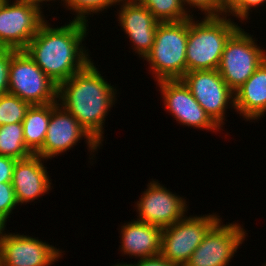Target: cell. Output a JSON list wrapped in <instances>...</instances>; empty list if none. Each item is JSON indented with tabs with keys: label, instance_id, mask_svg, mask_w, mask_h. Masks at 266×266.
I'll return each mask as SVG.
<instances>
[{
	"label": "cell",
	"instance_id": "obj_1",
	"mask_svg": "<svg viewBox=\"0 0 266 266\" xmlns=\"http://www.w3.org/2000/svg\"><path fill=\"white\" fill-rule=\"evenodd\" d=\"M88 25L86 22L69 20L63 26L52 27L46 20L24 51L59 85L92 61L83 43L89 32Z\"/></svg>",
	"mask_w": 266,
	"mask_h": 266
},
{
	"label": "cell",
	"instance_id": "obj_2",
	"mask_svg": "<svg viewBox=\"0 0 266 266\" xmlns=\"http://www.w3.org/2000/svg\"><path fill=\"white\" fill-rule=\"evenodd\" d=\"M94 64L91 61L58 85L57 102L102 146L105 118L117 103L118 90L103 78Z\"/></svg>",
	"mask_w": 266,
	"mask_h": 266
},
{
	"label": "cell",
	"instance_id": "obj_3",
	"mask_svg": "<svg viewBox=\"0 0 266 266\" xmlns=\"http://www.w3.org/2000/svg\"><path fill=\"white\" fill-rule=\"evenodd\" d=\"M239 27L229 16L188 19L187 72L218 69L225 44Z\"/></svg>",
	"mask_w": 266,
	"mask_h": 266
},
{
	"label": "cell",
	"instance_id": "obj_4",
	"mask_svg": "<svg viewBox=\"0 0 266 266\" xmlns=\"http://www.w3.org/2000/svg\"><path fill=\"white\" fill-rule=\"evenodd\" d=\"M187 38L188 19L159 23L152 49L144 58L155 82L183 78L187 72Z\"/></svg>",
	"mask_w": 266,
	"mask_h": 266
},
{
	"label": "cell",
	"instance_id": "obj_5",
	"mask_svg": "<svg viewBox=\"0 0 266 266\" xmlns=\"http://www.w3.org/2000/svg\"><path fill=\"white\" fill-rule=\"evenodd\" d=\"M253 37L239 27L225 44L218 71L234 93L266 59V50Z\"/></svg>",
	"mask_w": 266,
	"mask_h": 266
},
{
	"label": "cell",
	"instance_id": "obj_6",
	"mask_svg": "<svg viewBox=\"0 0 266 266\" xmlns=\"http://www.w3.org/2000/svg\"><path fill=\"white\" fill-rule=\"evenodd\" d=\"M58 85L24 50L11 48L9 93L32 105L57 102Z\"/></svg>",
	"mask_w": 266,
	"mask_h": 266
},
{
	"label": "cell",
	"instance_id": "obj_7",
	"mask_svg": "<svg viewBox=\"0 0 266 266\" xmlns=\"http://www.w3.org/2000/svg\"><path fill=\"white\" fill-rule=\"evenodd\" d=\"M220 219L216 213L185 215L162 229L160 254L170 262L185 266L205 235Z\"/></svg>",
	"mask_w": 266,
	"mask_h": 266
},
{
	"label": "cell",
	"instance_id": "obj_8",
	"mask_svg": "<svg viewBox=\"0 0 266 266\" xmlns=\"http://www.w3.org/2000/svg\"><path fill=\"white\" fill-rule=\"evenodd\" d=\"M43 13L27 0H4L0 5V48L24 50L46 21Z\"/></svg>",
	"mask_w": 266,
	"mask_h": 266
},
{
	"label": "cell",
	"instance_id": "obj_9",
	"mask_svg": "<svg viewBox=\"0 0 266 266\" xmlns=\"http://www.w3.org/2000/svg\"><path fill=\"white\" fill-rule=\"evenodd\" d=\"M237 222L223 224L222 218L208 231L185 266H229L246 240V230Z\"/></svg>",
	"mask_w": 266,
	"mask_h": 266
},
{
	"label": "cell",
	"instance_id": "obj_10",
	"mask_svg": "<svg viewBox=\"0 0 266 266\" xmlns=\"http://www.w3.org/2000/svg\"><path fill=\"white\" fill-rule=\"evenodd\" d=\"M182 80L201 107L222 128L226 120V109L235 110V95L218 69L189 71Z\"/></svg>",
	"mask_w": 266,
	"mask_h": 266
},
{
	"label": "cell",
	"instance_id": "obj_11",
	"mask_svg": "<svg viewBox=\"0 0 266 266\" xmlns=\"http://www.w3.org/2000/svg\"><path fill=\"white\" fill-rule=\"evenodd\" d=\"M84 138L90 155L94 159V153L100 149V145L79 124L77 119L65 110L58 102L52 103L50 122L47 128L45 141L42 148L36 153L40 157L49 160L59 154L67 152Z\"/></svg>",
	"mask_w": 266,
	"mask_h": 266
},
{
	"label": "cell",
	"instance_id": "obj_12",
	"mask_svg": "<svg viewBox=\"0 0 266 266\" xmlns=\"http://www.w3.org/2000/svg\"><path fill=\"white\" fill-rule=\"evenodd\" d=\"M5 228L0 227V266H51L63 258L65 251L52 244Z\"/></svg>",
	"mask_w": 266,
	"mask_h": 266
},
{
	"label": "cell",
	"instance_id": "obj_13",
	"mask_svg": "<svg viewBox=\"0 0 266 266\" xmlns=\"http://www.w3.org/2000/svg\"><path fill=\"white\" fill-rule=\"evenodd\" d=\"M156 85L160 88L164 108L180 125L208 132L223 129L201 107L182 79L161 80Z\"/></svg>",
	"mask_w": 266,
	"mask_h": 266
},
{
	"label": "cell",
	"instance_id": "obj_14",
	"mask_svg": "<svg viewBox=\"0 0 266 266\" xmlns=\"http://www.w3.org/2000/svg\"><path fill=\"white\" fill-rule=\"evenodd\" d=\"M151 180L141 198L135 202L134 207L138 214L136 220L163 229L173 225L188 213V202L183 196L167 190L158 180Z\"/></svg>",
	"mask_w": 266,
	"mask_h": 266
},
{
	"label": "cell",
	"instance_id": "obj_15",
	"mask_svg": "<svg viewBox=\"0 0 266 266\" xmlns=\"http://www.w3.org/2000/svg\"><path fill=\"white\" fill-rule=\"evenodd\" d=\"M121 3V4H120ZM117 12L118 26L131 41V47L139 58H145L154 44L158 22L151 12L135 0H120Z\"/></svg>",
	"mask_w": 266,
	"mask_h": 266
},
{
	"label": "cell",
	"instance_id": "obj_16",
	"mask_svg": "<svg viewBox=\"0 0 266 266\" xmlns=\"http://www.w3.org/2000/svg\"><path fill=\"white\" fill-rule=\"evenodd\" d=\"M46 159L37 154L17 160L12 175V186L18 206L32 203L39 197L49 194L52 182L44 166Z\"/></svg>",
	"mask_w": 266,
	"mask_h": 266
},
{
	"label": "cell",
	"instance_id": "obj_17",
	"mask_svg": "<svg viewBox=\"0 0 266 266\" xmlns=\"http://www.w3.org/2000/svg\"><path fill=\"white\" fill-rule=\"evenodd\" d=\"M119 246L122 254L137 259L160 255L162 228L131 220L120 227Z\"/></svg>",
	"mask_w": 266,
	"mask_h": 266
},
{
	"label": "cell",
	"instance_id": "obj_18",
	"mask_svg": "<svg viewBox=\"0 0 266 266\" xmlns=\"http://www.w3.org/2000/svg\"><path fill=\"white\" fill-rule=\"evenodd\" d=\"M234 95L235 112L245 121L263 118L266 114V59Z\"/></svg>",
	"mask_w": 266,
	"mask_h": 266
},
{
	"label": "cell",
	"instance_id": "obj_19",
	"mask_svg": "<svg viewBox=\"0 0 266 266\" xmlns=\"http://www.w3.org/2000/svg\"><path fill=\"white\" fill-rule=\"evenodd\" d=\"M51 112L52 103L32 105L22 121L25 145L32 154H36L44 144Z\"/></svg>",
	"mask_w": 266,
	"mask_h": 266
},
{
	"label": "cell",
	"instance_id": "obj_20",
	"mask_svg": "<svg viewBox=\"0 0 266 266\" xmlns=\"http://www.w3.org/2000/svg\"><path fill=\"white\" fill-rule=\"evenodd\" d=\"M0 155L16 160L32 155L25 145L22 122L0 126Z\"/></svg>",
	"mask_w": 266,
	"mask_h": 266
},
{
	"label": "cell",
	"instance_id": "obj_21",
	"mask_svg": "<svg viewBox=\"0 0 266 266\" xmlns=\"http://www.w3.org/2000/svg\"><path fill=\"white\" fill-rule=\"evenodd\" d=\"M146 7L160 23L180 22L194 17L184 8L182 0H135ZM191 14V15H190Z\"/></svg>",
	"mask_w": 266,
	"mask_h": 266
},
{
	"label": "cell",
	"instance_id": "obj_22",
	"mask_svg": "<svg viewBox=\"0 0 266 266\" xmlns=\"http://www.w3.org/2000/svg\"><path fill=\"white\" fill-rule=\"evenodd\" d=\"M120 0H65L64 8L70 10L74 19L76 21H82L89 23V15L100 14L107 8L110 9L111 6L119 5Z\"/></svg>",
	"mask_w": 266,
	"mask_h": 266
},
{
	"label": "cell",
	"instance_id": "obj_23",
	"mask_svg": "<svg viewBox=\"0 0 266 266\" xmlns=\"http://www.w3.org/2000/svg\"><path fill=\"white\" fill-rule=\"evenodd\" d=\"M30 106L14 94L0 96V126L22 122Z\"/></svg>",
	"mask_w": 266,
	"mask_h": 266
},
{
	"label": "cell",
	"instance_id": "obj_24",
	"mask_svg": "<svg viewBox=\"0 0 266 266\" xmlns=\"http://www.w3.org/2000/svg\"><path fill=\"white\" fill-rule=\"evenodd\" d=\"M266 0H225V16H234L239 19L241 23L247 19L249 20L252 9L258 8L265 4ZM243 21V22H242Z\"/></svg>",
	"mask_w": 266,
	"mask_h": 266
},
{
	"label": "cell",
	"instance_id": "obj_25",
	"mask_svg": "<svg viewBox=\"0 0 266 266\" xmlns=\"http://www.w3.org/2000/svg\"><path fill=\"white\" fill-rule=\"evenodd\" d=\"M18 207L11 182L0 183V227H6L13 210Z\"/></svg>",
	"mask_w": 266,
	"mask_h": 266
},
{
	"label": "cell",
	"instance_id": "obj_26",
	"mask_svg": "<svg viewBox=\"0 0 266 266\" xmlns=\"http://www.w3.org/2000/svg\"><path fill=\"white\" fill-rule=\"evenodd\" d=\"M184 8L189 13L190 8H198L203 17H221L225 16V0H182ZM188 6L190 7L188 9Z\"/></svg>",
	"mask_w": 266,
	"mask_h": 266
},
{
	"label": "cell",
	"instance_id": "obj_27",
	"mask_svg": "<svg viewBox=\"0 0 266 266\" xmlns=\"http://www.w3.org/2000/svg\"><path fill=\"white\" fill-rule=\"evenodd\" d=\"M11 48H0V96L9 93Z\"/></svg>",
	"mask_w": 266,
	"mask_h": 266
},
{
	"label": "cell",
	"instance_id": "obj_28",
	"mask_svg": "<svg viewBox=\"0 0 266 266\" xmlns=\"http://www.w3.org/2000/svg\"><path fill=\"white\" fill-rule=\"evenodd\" d=\"M16 159L0 155V183L12 182Z\"/></svg>",
	"mask_w": 266,
	"mask_h": 266
},
{
	"label": "cell",
	"instance_id": "obj_29",
	"mask_svg": "<svg viewBox=\"0 0 266 266\" xmlns=\"http://www.w3.org/2000/svg\"><path fill=\"white\" fill-rule=\"evenodd\" d=\"M133 266H179L176 263L165 259L161 254L148 258L138 259L137 262L132 263Z\"/></svg>",
	"mask_w": 266,
	"mask_h": 266
},
{
	"label": "cell",
	"instance_id": "obj_30",
	"mask_svg": "<svg viewBox=\"0 0 266 266\" xmlns=\"http://www.w3.org/2000/svg\"><path fill=\"white\" fill-rule=\"evenodd\" d=\"M27 1H29L34 6L38 7L41 11L43 9V7H42L43 5L42 4L44 3V1H45V3L50 2V1L56 2V0H27ZM57 1H60V0H57ZM62 2H63L62 5H64L65 0H61V3Z\"/></svg>",
	"mask_w": 266,
	"mask_h": 266
},
{
	"label": "cell",
	"instance_id": "obj_31",
	"mask_svg": "<svg viewBox=\"0 0 266 266\" xmlns=\"http://www.w3.org/2000/svg\"><path fill=\"white\" fill-rule=\"evenodd\" d=\"M112 266H133L132 263H127V262H120V263H116L115 265L113 264Z\"/></svg>",
	"mask_w": 266,
	"mask_h": 266
}]
</instances>
